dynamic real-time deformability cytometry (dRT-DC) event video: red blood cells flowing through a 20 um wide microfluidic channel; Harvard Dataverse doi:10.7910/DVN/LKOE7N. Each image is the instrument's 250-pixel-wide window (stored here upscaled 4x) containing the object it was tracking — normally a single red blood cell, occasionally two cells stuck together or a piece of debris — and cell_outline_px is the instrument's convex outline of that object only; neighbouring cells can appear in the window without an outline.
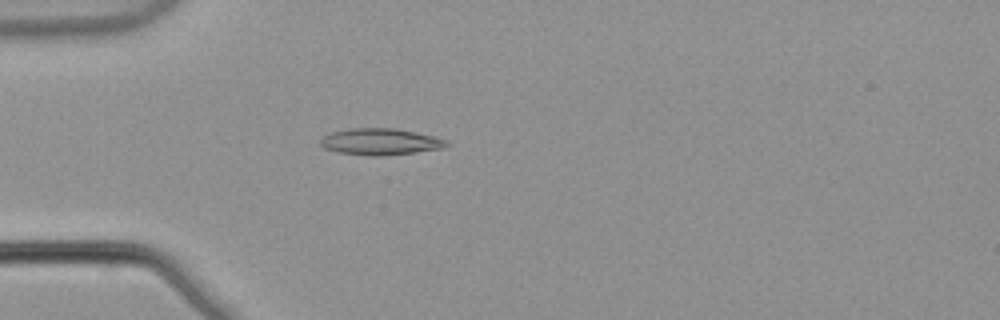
{"species": "common noctule bat (a hibernating species)", "species_latin": "Nyctalus noctula", "temperature_condition": "warm", "stored_images_in_passage": 38, "camera_frame_rate_fps": 3000, "um_per_image_px": 0.085, "animal": {"sex": "male", "body_mass_g": 21.5, "forearm_length_mm": 52.0}, "frame": {"image": 1, "passage_image": 1, "time_ms": 0.0, "image_size_px": [1000, 320], "cell_outline_px": [[448, 144], [440, 148], [412, 152], [380, 156], [372, 156], [340, 152], [324, 148], [320, 144], [320, 136], [332, 132], [352, 128], [396, 128], [432, 136], [448, 140]], "centroid_in_image_um": [32.26, 12.03], "position_along_channel_um": 52.7, "area_um2": 19.19}}
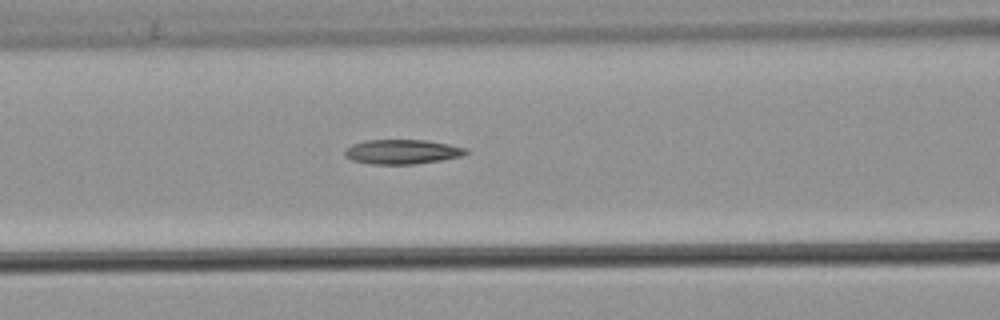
{"frame": {"image": 2, "passage_image": 8, "time_ms": 2.333, "image_size_px": [1000, 320], "cell_outline_px": [[468, 152], [460, 156], [440, 160], [416, 164], [372, 164], [352, 160], [344, 156], [344, 148], [352, 144], [368, 140], [424, 140], [448, 144], [468, 148]], "centroid_in_image_um": [34.15, 12.9], "position_along_channel_um": 132.5, "area_um2": 17.28}}
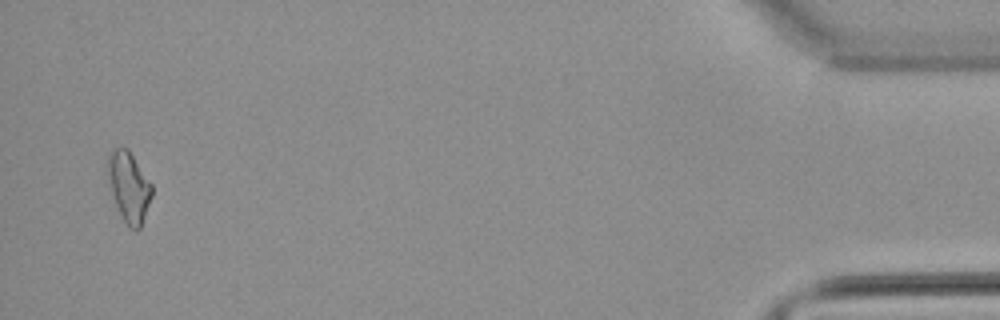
{"frame": {"image": 3, "passage_image": 37, "time_ms": 12.0, "image_size_px": [1000, 320], "cell_outline_px": [[152, 196], [140, 228], [136, 232], [128, 228], [116, 204], [112, 192], [108, 176], [108, 156], [116, 148], [128, 148], [152, 184]], "centroid_in_image_um": [10.99, 15.91], "position_along_channel_um": 424.2, "area_um2": 17.69}, "authors_computed_cell_mechanics": {"area_um2": 17.1377, "velocity_mm_per_s": 3.8837, "shape_relaxation_time_tau1_ms": null, "shape_relaxation_time_tau2_ms": 5.2532, "deformation_change_tau1": null, "deformation_change_tau2": 0.1419}}